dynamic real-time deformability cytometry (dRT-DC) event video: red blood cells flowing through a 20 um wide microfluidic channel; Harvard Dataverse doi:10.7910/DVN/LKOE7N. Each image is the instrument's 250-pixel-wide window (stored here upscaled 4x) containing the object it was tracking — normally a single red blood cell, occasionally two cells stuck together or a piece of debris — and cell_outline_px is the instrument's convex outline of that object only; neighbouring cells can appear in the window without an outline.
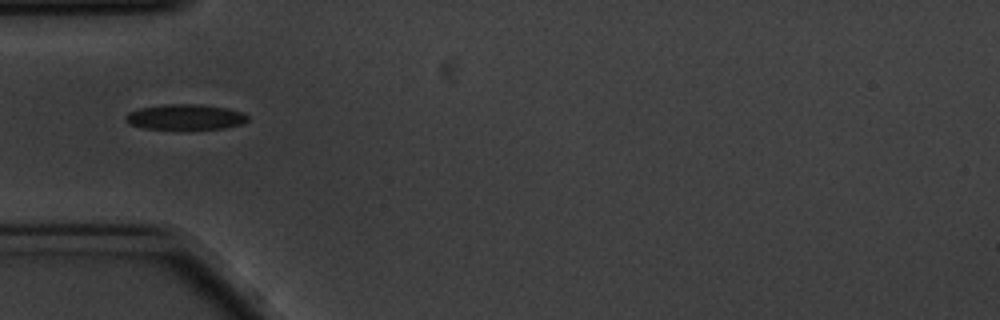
{"species": "common noctule bat (a hibernating species)", "species_latin": "Nyctalus noctula", "temperature_condition": "cold", "stored_images_in_passage": 40, "camera_frame_rate_fps": 3000, "um_per_image_px": 0.085, "animal": {"sex": "male", "body_mass_g": 20.1, "forearm_length_mm": 53.5}, "frame": {"image": 1, "passage_image": 1, "time_ms": 0.0, "image_size_px": [1000, 320], "cell_outline_px": [[248, 120], [240, 124], [224, 128], [180, 132], [140, 128], [128, 124], [124, 120], [124, 116], [128, 112], [140, 108], [164, 104], [196, 104], [228, 108], [240, 112], [248, 116]], "centroid_in_image_um": [15.66, 10.0], "position_along_channel_um": 69.3, "area_um2": 19.07}}
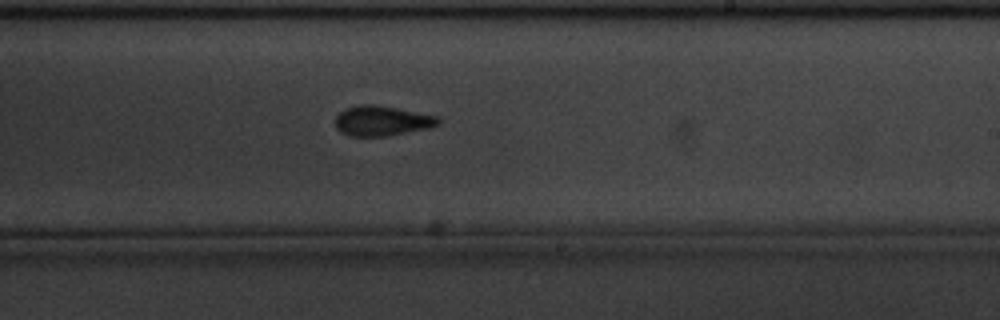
{"frame": {"image": 2, "passage_image": 17, "time_ms": 5.333, "image_size_px": [1000, 320], "cell_outline_px": [[440, 124], [432, 128], [388, 136], [348, 136], [340, 132], [336, 128], [336, 116], [344, 108], [360, 104], [376, 104], [440, 116]], "centroid_in_image_um": [32.5, 10.27], "position_along_channel_um": 256.5, "area_um2": 18.44}}
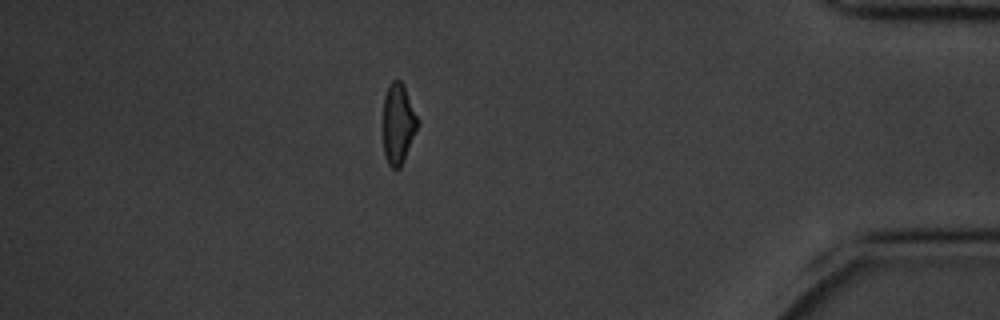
{"frame": {"image": 3, "passage_image": 33, "time_ms": 10.667, "image_size_px": [1000, 320], "cell_outline_px": [[420, 124], [404, 160], [400, 168], [392, 168], [388, 164], [384, 156], [384, 96], [388, 84], [392, 80], [400, 80], [404, 84], [420, 120]], "centroid_in_image_um": [33.88, 10.49], "position_along_channel_um": 401.3, "area_um2": 16.53}, "authors_computed_cell_mechanics": {"area_um2": 17.7735, "velocity_mm_per_s": 3.4937, "shape_relaxation_time_tau1_ms": 3.1832, "shape_relaxation_time_tau2_ms": 3.262, "deformation_change_tau1": 0.0899, "deformation_change_tau2": 0.0951}}